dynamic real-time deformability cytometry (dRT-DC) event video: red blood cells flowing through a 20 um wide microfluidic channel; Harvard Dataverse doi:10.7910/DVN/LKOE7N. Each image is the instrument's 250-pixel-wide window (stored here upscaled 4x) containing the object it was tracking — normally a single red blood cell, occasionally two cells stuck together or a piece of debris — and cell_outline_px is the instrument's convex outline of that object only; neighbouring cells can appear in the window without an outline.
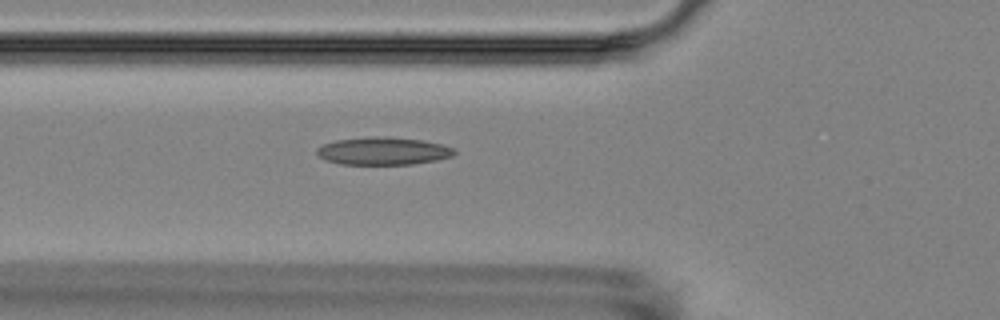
{"species": "Egyptian fruit bat (a non-hibernating species)", "species_latin": "Rousettus aegyptiacus", "temperature_condition": "room temperature", "stored_images_in_passage": 6, "camera_frame_rate_fps": 3000, "um_per_image_px": 0.085, "animal": {"sex": "female"}, "frame": {"image": 1, "passage_image": 6, "time_ms": 5.667, "image_size_px": [1000, 320], "cell_outline_px": [[456, 152], [452, 156], [436, 160], [412, 164], [340, 164], [324, 160], [316, 152], [316, 148], [324, 144], [336, 140], [376, 136], [388, 136], [420, 140], [440, 144], [456, 148]], "centroid_in_image_um": [32.56, 12.83], "position_along_channel_um": 93.2, "area_um2": 22.14}}